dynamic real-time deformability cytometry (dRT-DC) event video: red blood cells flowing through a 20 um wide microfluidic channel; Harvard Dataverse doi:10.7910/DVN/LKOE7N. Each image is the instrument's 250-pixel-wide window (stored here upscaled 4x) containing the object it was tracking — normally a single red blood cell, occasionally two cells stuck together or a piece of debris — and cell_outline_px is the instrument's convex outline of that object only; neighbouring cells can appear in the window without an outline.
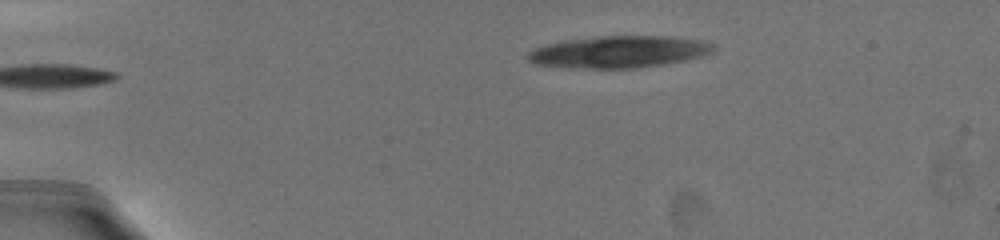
{"species": "common noctule bat (a hibernating species)", "species_latin": "Nyctalus noctula", "temperature_condition": "warm", "stored_images_in_passage": 14, "camera_frame_rate_fps": 3000, "um_per_image_px": 0.085, "animal": {"sex": "female", "body_mass_g": 19.5, "forearm_length_mm": 54.1}, "frame": {"image": 1, "passage_image": 3, "time_ms": 0.333, "image_size_px": [1000, 240], "cell_outline_px": [[716, 48], [712, 52], [704, 56], [664, 64], [636, 68], [568, 68], [536, 64], [528, 60], [528, 52], [544, 44], [560, 40], [600, 36], [676, 36], [704, 40], [716, 44]], "centroid_in_image_um": [52.64, 4.39], "position_along_channel_um": 32.4, "area_um2": 35.03}}